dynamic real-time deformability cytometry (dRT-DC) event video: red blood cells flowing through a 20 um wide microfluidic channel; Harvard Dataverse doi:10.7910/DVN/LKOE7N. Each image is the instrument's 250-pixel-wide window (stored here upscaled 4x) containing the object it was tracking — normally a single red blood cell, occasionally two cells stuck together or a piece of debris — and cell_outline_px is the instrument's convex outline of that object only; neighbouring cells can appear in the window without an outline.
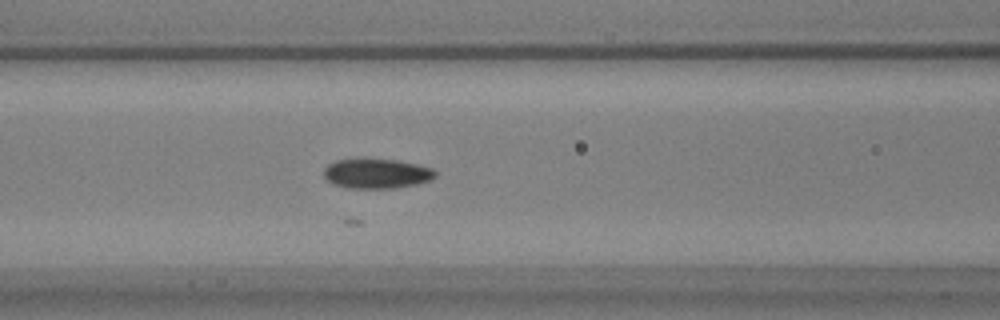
{"species": "common noctule bat (a hibernating species)", "species_latin": "Nyctalus noctula", "temperature_condition": "warm", "stored_images_in_passage": 16, "camera_frame_rate_fps": 3000, "um_per_image_px": 0.085, "animal": {"sex": "male", "body_mass_g": 17.9, "forearm_length_mm": 54.2}, "frame": {"image": 1, "passage_image": 7, "time_ms": 2.0, "image_size_px": [1000, 320], "cell_outline_px": [[436, 176], [432, 180], [416, 184], [396, 188], [344, 188], [332, 184], [324, 176], [324, 168], [328, 164], [336, 160], [356, 156], [364, 156], [396, 160], [416, 164], [432, 168], [436, 172]], "centroid_in_image_um": [31.97, 14.71], "position_along_channel_um": 134.6, "area_um2": 20.17}}
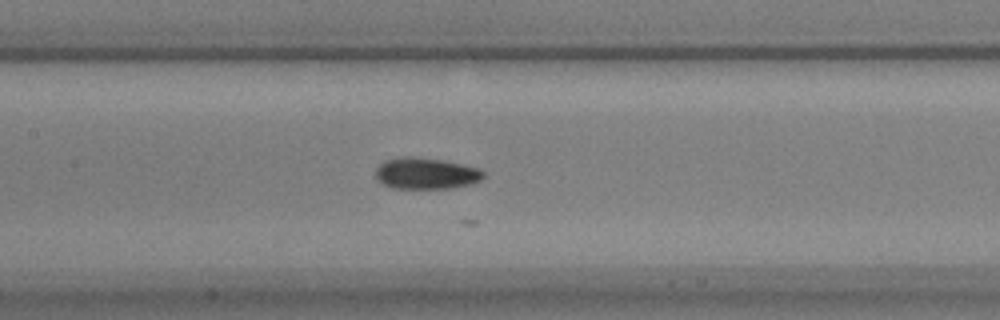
{"frame": {"image": 2, "passage_image": 10, "time_ms": 3.0, "image_size_px": [1000, 320], "cell_outline_px": [[484, 176], [480, 180], [472, 184], [452, 188], [392, 188], [376, 180], [376, 168], [384, 160], [404, 156], [412, 156], [444, 160], [480, 168], [484, 172]], "centroid_in_image_um": [36.21, 14.73], "position_along_channel_um": 171.2, "area_um2": 19.88}}
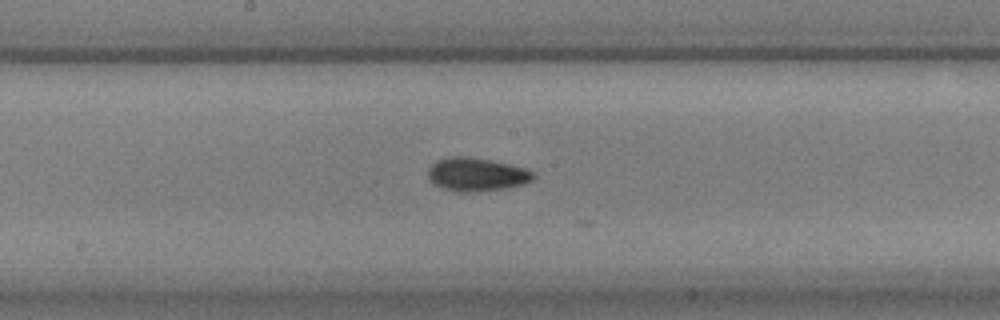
{"frame": {"image": 3, "passage_image": 13, "time_ms": 4.0, "image_size_px": [1000, 320], "cell_outline_px": [[536, 176], [532, 180], [524, 184], [508, 188], [468, 192], [456, 192], [444, 188], [428, 180], [428, 168], [436, 160], [448, 156], [468, 156], [492, 160], [524, 168], [536, 172]], "centroid_in_image_um": [40.51, 14.82], "position_along_channel_um": 207.7, "area_um2": 20.69}}